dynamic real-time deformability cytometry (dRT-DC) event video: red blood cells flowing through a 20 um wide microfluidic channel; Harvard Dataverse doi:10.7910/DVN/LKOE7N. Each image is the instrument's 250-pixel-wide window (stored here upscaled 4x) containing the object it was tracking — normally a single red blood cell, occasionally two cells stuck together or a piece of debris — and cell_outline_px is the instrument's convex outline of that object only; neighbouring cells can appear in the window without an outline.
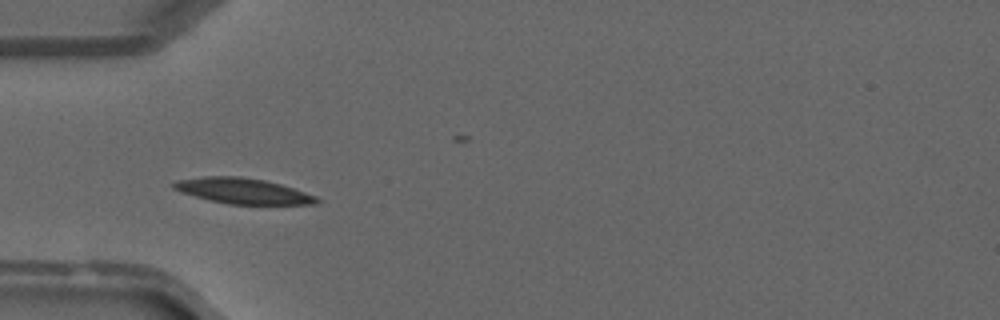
{"species": "common noctule bat (a hibernating species)", "species_latin": "Nyctalus noctula", "temperature_condition": "warm", "stored_images_in_passage": 29, "camera_frame_rate_fps": 3000, "um_per_image_px": 0.085, "animal": {"sex": "male", "forearm_length_mm": 52.5}, "frame": {"image": 1, "passage_image": 8, "time_ms": 2.333, "image_size_px": [1000, 320], "cell_outline_px": [[320, 200], [316, 204], [228, 204], [208, 200], [180, 192], [172, 188], [172, 184], [176, 180], [204, 176], [240, 176], [264, 180], [280, 184], [316, 196]], "centroid_in_image_um": [20.59, 16.23], "position_along_channel_um": 64.4, "area_um2": 21.27}}
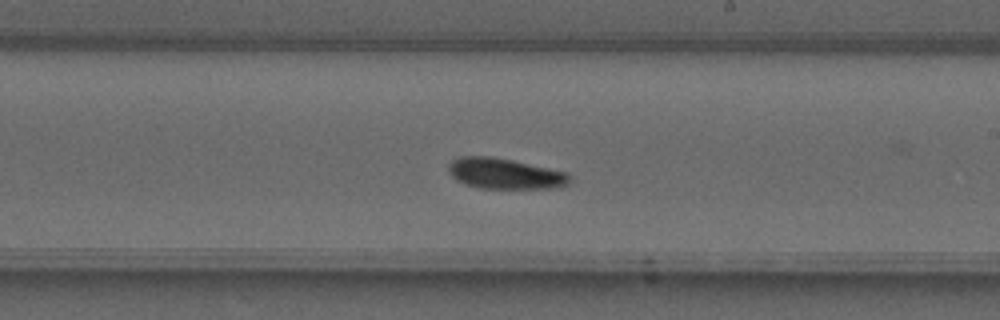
{"frame": {"image": 2, "passage_image": 19, "time_ms": 6.0, "image_size_px": [1000, 320], "cell_outline_px": [[572, 180], [568, 184], [560, 188], [476, 188], [464, 184], [456, 180], [448, 172], [448, 164], [452, 160], [464, 156], [488, 156], [512, 160], [568, 172]], "centroid_in_image_um": [42.93, 14.77], "position_along_channel_um": 246.1, "area_um2": 21.85}}
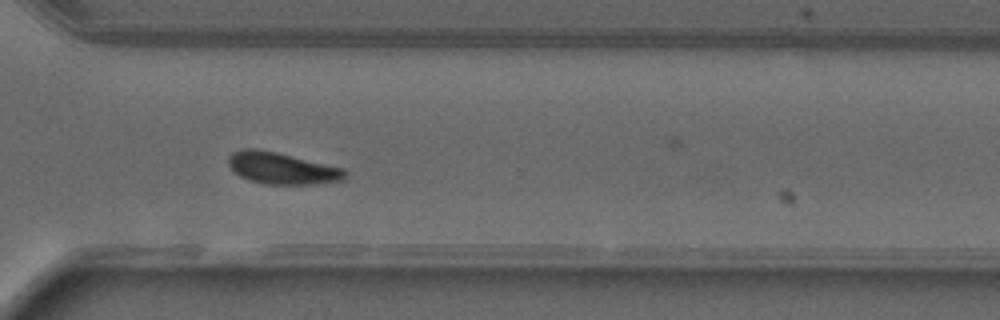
{"frame": {"image": 3, "passage_image": 25, "time_ms": 8.0, "image_size_px": [1000, 320], "cell_outline_px": [[348, 176], [344, 180], [316, 184], [264, 184], [248, 180], [240, 176], [228, 164], [228, 156], [232, 152], [244, 148], [256, 148], [276, 152], [344, 168], [348, 172]], "centroid_in_image_um": [23.99, 14.3], "position_along_channel_um": 346.6, "area_um2": 21.68}}